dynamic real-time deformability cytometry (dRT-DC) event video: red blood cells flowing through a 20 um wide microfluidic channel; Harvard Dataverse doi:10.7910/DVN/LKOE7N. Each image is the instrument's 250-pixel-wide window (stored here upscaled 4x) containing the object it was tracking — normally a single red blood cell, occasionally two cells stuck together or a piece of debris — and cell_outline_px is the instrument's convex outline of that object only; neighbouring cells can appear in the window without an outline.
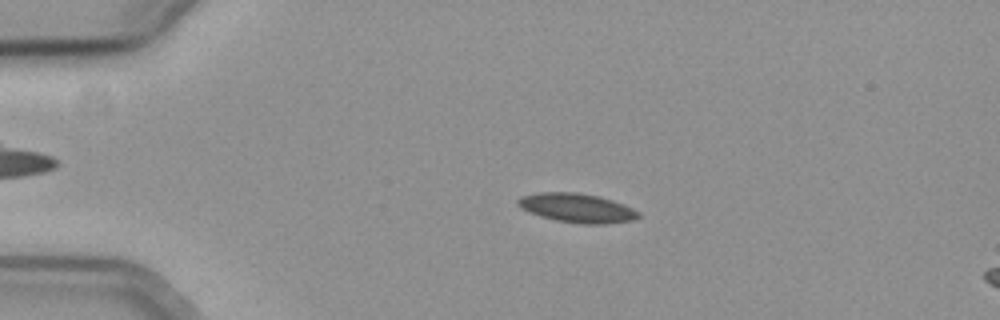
{"species": "common noctule bat (a hibernating species)", "species_latin": "Nyctalus noctula", "temperature_condition": "cold", "stored_images_in_passage": 23, "camera_frame_rate_fps": 3000, "um_per_image_px": 0.085, "animal": {"sex": "female", "body_mass_g": 19.3, "forearm_length_mm": 54.1}, "frame": {"image": 1, "passage_image": 13, "time_ms": 4.0, "image_size_px": [1000, 320], "cell_outline_px": [[640, 216], [632, 220], [608, 224], [580, 224], [556, 220], [540, 216], [528, 212], [520, 208], [516, 204], [516, 200], [520, 196], [536, 192], [576, 192], [600, 196], [624, 204], [640, 212]], "centroid_in_image_um": [49.01, 17.67], "position_along_channel_um": 36.0, "area_um2": 20.75}}
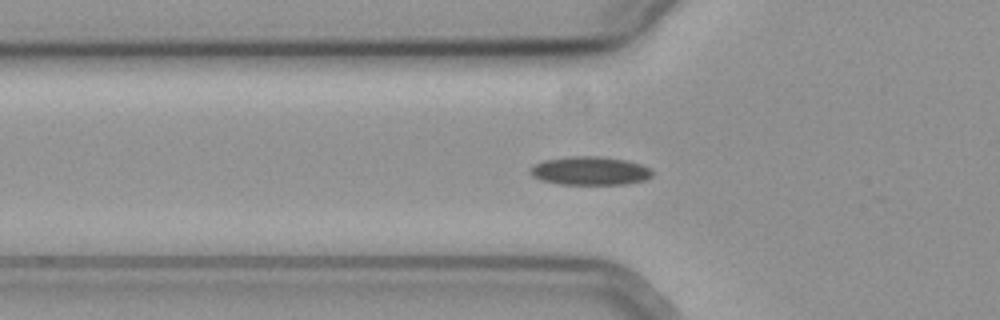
{"frame": {"image": 2, "passage_image": 20, "time_ms": 6.333, "image_size_px": [1000, 320], "cell_outline_px": [[652, 176], [644, 180], [624, 184], [560, 184], [540, 180], [532, 176], [528, 172], [532, 164], [544, 160], [572, 156], [600, 156], [628, 160], [652, 168]], "centroid_in_image_um": [50.13, 14.51], "position_along_channel_um": 75.7, "area_um2": 20.46}}